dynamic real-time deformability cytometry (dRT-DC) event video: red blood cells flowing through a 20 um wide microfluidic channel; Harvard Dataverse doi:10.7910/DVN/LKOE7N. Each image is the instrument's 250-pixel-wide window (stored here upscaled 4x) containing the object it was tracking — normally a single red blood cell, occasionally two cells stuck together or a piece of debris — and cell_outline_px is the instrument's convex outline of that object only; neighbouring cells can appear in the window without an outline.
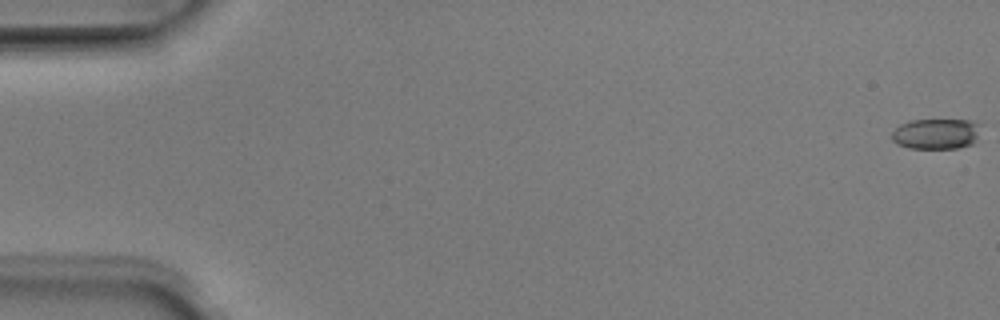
{"species": "Egyptian fruit bat (a non-hibernating species)", "species_latin": "Rousettus aegyptiacus", "temperature_condition": "room temperature", "stored_images_in_passage": 46, "camera_frame_rate_fps": 3000, "um_per_image_px": 0.085, "animal": {"sex": "male"}, "frame": {"image": 1, "passage_image": 1, "time_ms": 0.0, "image_size_px": [1000, 320], "cell_outline_px": [[980, 124], [976, 136], [972, 144], [956, 148], [908, 148], [896, 144], [892, 140], [892, 132], [900, 124], [908, 120], [972, 120]], "centroid_in_image_um": [79.53, 11.37], "position_along_channel_um": 5.5, "area_um2": 15.78}}
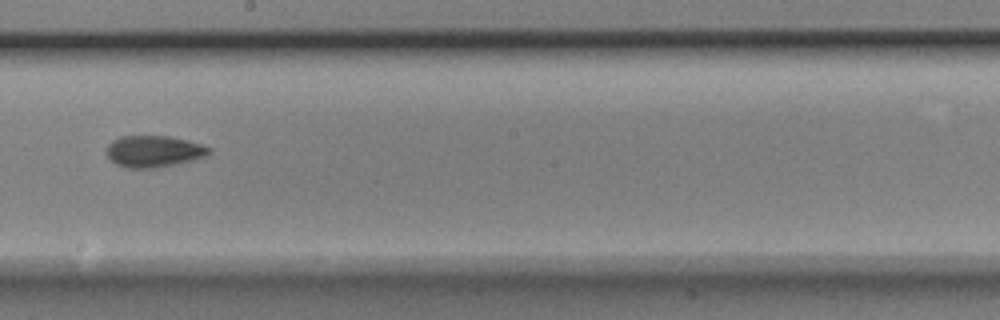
{"frame": {"image": 2, "passage_image": 30, "time_ms": 9.667, "image_size_px": [1000, 320], "cell_outline_px": [[212, 152], [204, 156], [192, 160], [160, 168], [124, 168], [116, 164], [108, 156], [108, 144], [112, 140], [120, 136], [168, 136], [200, 144], [212, 148]], "centroid_in_image_um": [13.07, 12.87], "position_along_channel_um": 235.1, "area_um2": 18.79}}
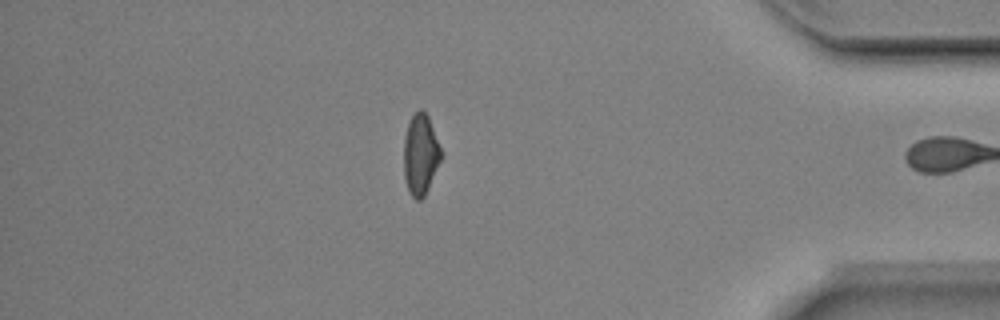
{"frame": {"image": 3, "passage_image": 45, "time_ms": 14.667, "image_size_px": [1000, 320], "cell_outline_px": [[444, 152], [428, 188], [424, 196], [420, 200], [416, 200], [412, 196], [408, 188], [404, 176], [404, 140], [408, 124], [412, 116], [420, 108], [428, 116]], "centroid_in_image_um": [35.77, 13.12], "position_along_channel_um": 399.4, "area_um2": 17.51}, "authors_computed_cell_mechanics": {"area_um2": 18.1781, "velocity_mm_per_s": 3.9962, "shape_relaxation_time_tau1_ms": 3.6477, "shape_relaxation_time_tau2_ms": 3.5797, "deformation_change_tau1": 0.1544, "deformation_change_tau2": 0.1064}}